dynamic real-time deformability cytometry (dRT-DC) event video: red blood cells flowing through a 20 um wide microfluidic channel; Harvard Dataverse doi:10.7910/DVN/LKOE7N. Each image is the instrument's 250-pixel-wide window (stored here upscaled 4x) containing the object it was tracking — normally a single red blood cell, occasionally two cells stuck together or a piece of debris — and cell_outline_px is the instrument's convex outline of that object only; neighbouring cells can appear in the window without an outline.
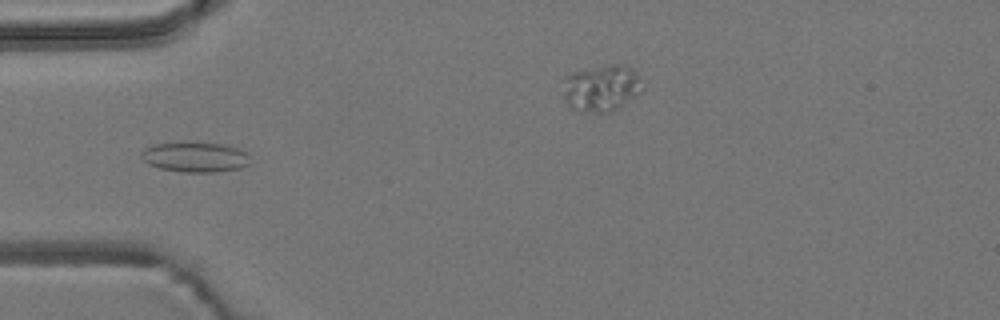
{"species": "common noctule bat (a hibernating species)", "species_latin": "Nyctalus noctula", "temperature_condition": "room temperature", "stored_images_in_passage": 5, "camera_frame_rate_fps": 3000, "um_per_image_px": 0.085, "animal": {"sex": "male", "body_mass_g": 19.2, "forearm_length_mm": 51.8}, "frame": {"image": 1, "passage_image": 4, "time_ms": 1.0, "image_size_px": [1000, 320], "cell_outline_px": [[248, 164], [240, 168], [216, 172], [184, 172], [160, 168], [148, 164], [140, 156], [140, 152], [144, 148], [156, 144], [184, 140], [224, 144], [248, 152]], "centroid_in_image_um": [16.55, 13.31], "position_along_channel_um": 68.5, "area_um2": 19.54}}